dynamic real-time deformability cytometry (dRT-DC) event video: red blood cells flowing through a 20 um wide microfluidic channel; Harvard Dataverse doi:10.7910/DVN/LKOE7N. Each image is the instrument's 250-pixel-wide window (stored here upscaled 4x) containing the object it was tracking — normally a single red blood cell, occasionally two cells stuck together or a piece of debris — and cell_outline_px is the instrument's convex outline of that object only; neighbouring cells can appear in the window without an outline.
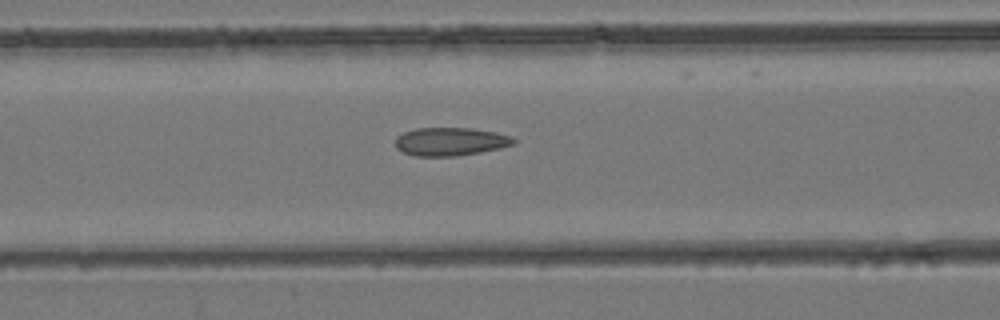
{"species": "common noctule bat (a hibernating species)", "species_latin": "Nyctalus noctula", "temperature_condition": "room temperature", "stored_images_in_passage": 30, "camera_frame_rate_fps": 3000, "um_per_image_px": 0.085, "animal": {"sex": "female", "body_mass_g": 24.6, "forearm_length_mm": 56.2}, "frame": {"image": 1, "passage_image": 4, "time_ms": 1.0, "image_size_px": [1000, 320], "cell_outline_px": [[516, 144], [500, 148], [480, 152], [456, 156], [416, 156], [404, 152], [396, 148], [396, 136], [404, 132], [416, 128], [472, 128], [496, 132], [512, 136], [516, 140]], "centroid_in_image_um": [38.31, 12.03], "position_along_channel_um": 128.3, "area_um2": 19.54}}
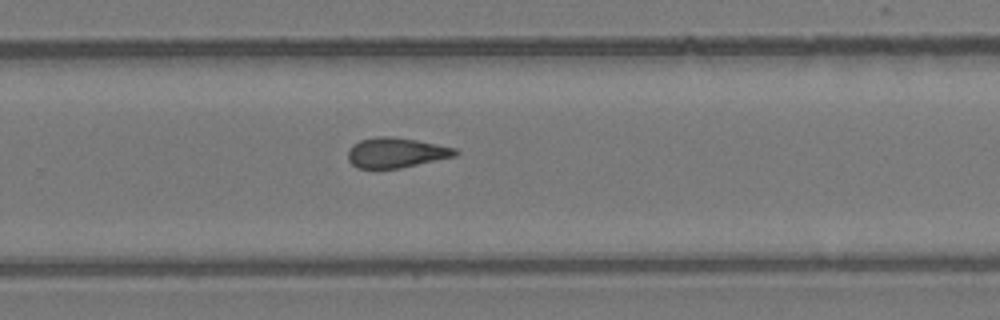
{"frame": {"image": 2, "passage_image": 15, "time_ms": 4.667, "image_size_px": [1000, 320], "cell_outline_px": [[460, 152], [456, 156], [400, 168], [356, 168], [348, 160], [348, 152], [352, 144], [360, 140], [376, 136], [392, 136], [416, 140], [456, 148]], "centroid_in_image_um": [33.66, 12.97], "position_along_channel_um": 296.1, "area_um2": 18.84}}
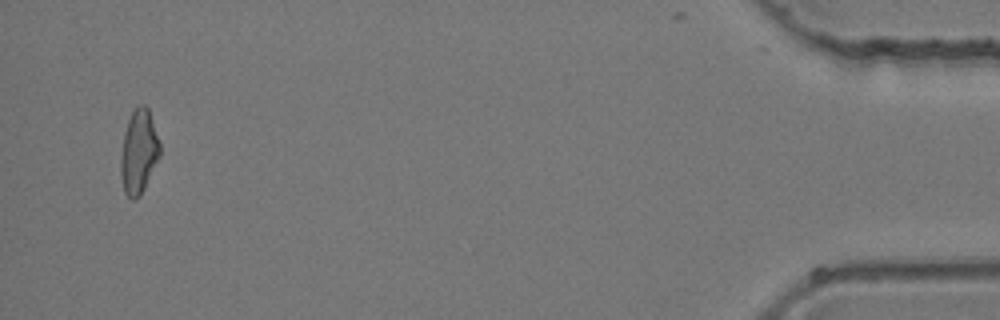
{"frame": {"image": 3, "passage_image": 29, "time_ms": 9.333, "image_size_px": [1000, 320], "cell_outline_px": [[160, 156], [140, 196], [136, 200], [132, 200], [124, 192], [120, 172], [120, 160], [124, 132], [128, 120], [136, 104], [144, 104], [148, 108], [160, 144]], "centroid_in_image_um": [11.78, 12.9], "position_along_channel_um": 423.4, "area_um2": 19.19}}